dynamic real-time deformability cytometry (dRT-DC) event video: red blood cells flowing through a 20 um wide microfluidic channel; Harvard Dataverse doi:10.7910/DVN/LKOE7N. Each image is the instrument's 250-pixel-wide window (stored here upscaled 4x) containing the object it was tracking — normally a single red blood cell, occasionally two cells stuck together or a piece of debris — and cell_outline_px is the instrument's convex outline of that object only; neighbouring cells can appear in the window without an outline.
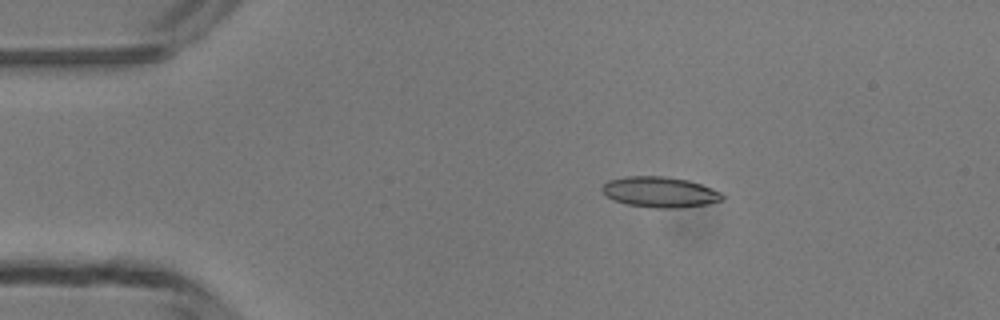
{"species": "common noctule bat (a hibernating species)", "species_latin": "Nyctalus noctula", "temperature_condition": "room temperature", "stored_images_in_passage": 6, "camera_frame_rate_fps": 3000, "um_per_image_px": 0.085, "animal": {"sex": "male", "body_mass_g": 13.3}, "frame": {"image": 1, "passage_image": 3, "time_ms": 2.333, "image_size_px": [1000, 320], "cell_outline_px": [[724, 200], [704, 204], [680, 208], [656, 208], [628, 204], [604, 196], [600, 188], [608, 180], [624, 176], [664, 176], [688, 180], [712, 188], [720, 192], [724, 196]], "centroid_in_image_um": [56.06, 16.32], "position_along_channel_um": 28.9, "area_um2": 21.44}}
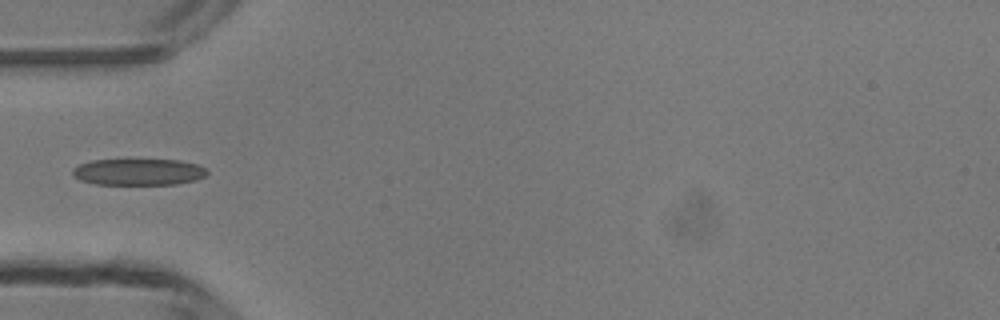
{"frame": {"image": 2, "passage_image": 5, "time_ms": 4.667, "image_size_px": [1000, 320], "cell_outline_px": [[208, 172], [204, 176], [196, 180], [176, 184], [96, 184], [80, 180], [72, 176], [72, 168], [80, 164], [92, 160], [180, 160], [196, 164], [204, 168]], "centroid_in_image_um": [11.74, 14.61], "position_along_channel_um": 73.3, "area_um2": 20.69}}
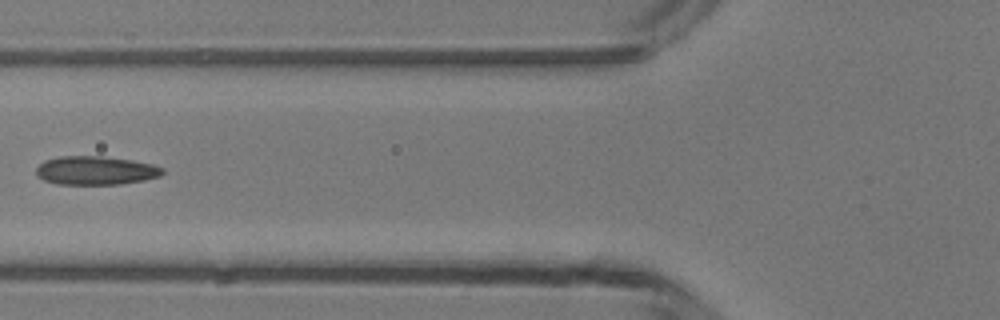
{"frame": {"image": 3, "passage_image": 6, "time_ms": 5.667, "image_size_px": [1000, 320], "cell_outline_px": [[164, 172], [160, 176], [144, 180], [120, 184], [56, 184], [44, 180], [36, 176], [36, 168], [44, 160], [60, 156], [100, 156], [132, 160], [152, 164], [164, 168]], "centroid_in_image_um": [8.12, 14.49], "position_along_channel_um": 117.7, "area_um2": 21.15}}